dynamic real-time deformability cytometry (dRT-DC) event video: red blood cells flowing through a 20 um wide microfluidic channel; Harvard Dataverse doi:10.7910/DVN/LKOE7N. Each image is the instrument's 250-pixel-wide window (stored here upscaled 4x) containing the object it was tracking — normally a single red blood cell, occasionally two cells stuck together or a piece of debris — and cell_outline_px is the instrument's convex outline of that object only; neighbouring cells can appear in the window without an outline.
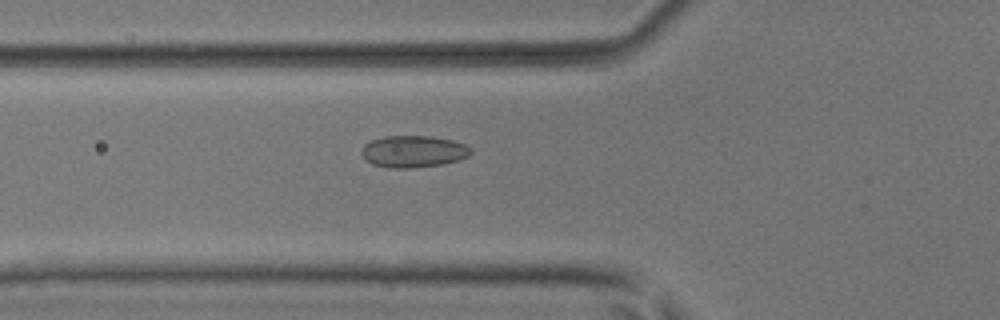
{"species": "common noctule bat (a hibernating species)", "species_latin": "Nyctalus noctula", "temperature_condition": "room temperature", "stored_images_in_passage": 51, "camera_frame_rate_fps": 3000, "um_per_image_px": 0.085, "animal": {"sex": "male", "body_mass_g": 17.9, "forearm_length_mm": 54.2}, "frame": {"image": 1, "passage_image": 19, "time_ms": 6.0, "image_size_px": [1000, 320], "cell_outline_px": [[472, 152], [468, 156], [444, 164], [412, 168], [388, 168], [372, 164], [364, 160], [360, 152], [364, 144], [372, 140], [384, 136], [432, 136], [452, 140], [464, 144], [472, 148]], "centroid_in_image_um": [35.1, 12.88], "position_along_channel_um": 90.7, "area_um2": 20.46}}
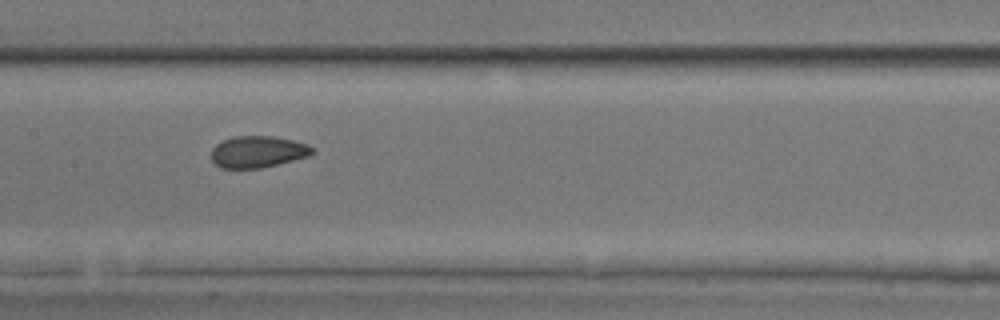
{"frame": {"image": 2, "passage_image": 26, "time_ms": 8.333, "image_size_px": [1000, 320], "cell_outline_px": [[316, 152], [308, 156], [260, 168], [220, 168], [212, 160], [212, 148], [216, 144], [232, 136], [272, 136], [292, 140], [308, 144], [316, 148]], "centroid_in_image_um": [21.93, 12.89], "position_along_channel_um": 185.5, "area_um2": 18.61}}
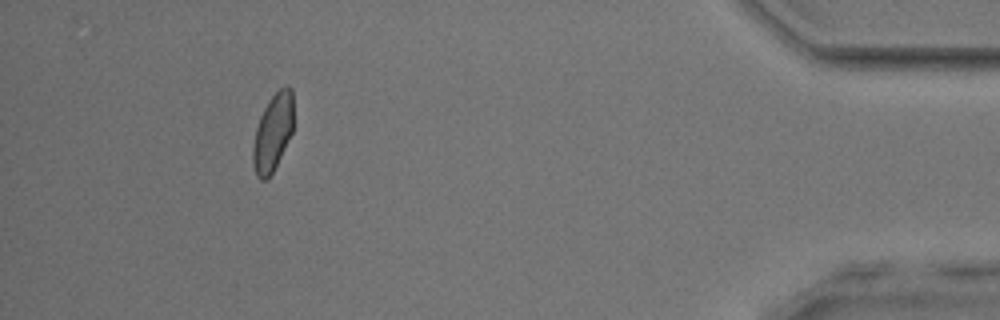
{"frame": {"image": 3, "passage_image": 47, "time_ms": 15.333, "image_size_px": [1000, 320], "cell_outline_px": [[292, 132], [268, 180], [260, 180], [256, 176], [252, 164], [252, 148], [256, 128], [260, 116], [268, 100], [284, 84], [288, 84], [292, 88]], "centroid_in_image_um": [23.16, 11.25], "position_along_channel_um": 412.0, "area_um2": 18.21}, "authors_computed_cell_mechanics": {"area_um2": 19.3052, "velocity_mm_per_s": 4.0661, "shape_relaxation_time_tau1_ms": 5.7843, "shape_relaxation_time_tau2_ms": 1.1578, "deformation_change_tau1": 0.108, "deformation_change_tau2": 0.0639}}